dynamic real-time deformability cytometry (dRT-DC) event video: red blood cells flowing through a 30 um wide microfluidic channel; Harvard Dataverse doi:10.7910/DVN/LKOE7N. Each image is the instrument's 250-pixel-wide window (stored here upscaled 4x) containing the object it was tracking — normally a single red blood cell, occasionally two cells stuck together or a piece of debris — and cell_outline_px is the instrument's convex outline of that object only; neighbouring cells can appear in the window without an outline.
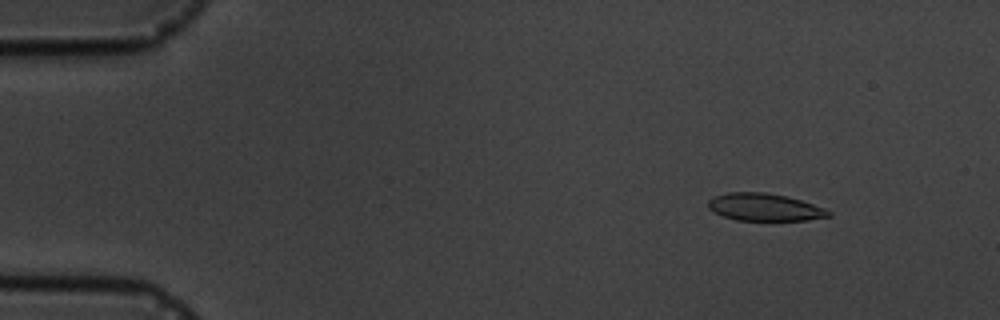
{"species": "common noctule bat (a hibernating species)", "species_latin": "Nyctalus noctula", "temperature_condition": "cold", "stored_images_in_passage": 4, "camera_frame_rate_fps": 3000, "um_per_image_px": 0.085, "animal": {"sex": "male", "body_mass_g": 19.5, "forearm_length_mm": 54.6}, "frame": {"image": 1, "passage_image": 1, "time_ms": 0.0, "image_size_px": [1000, 320], "cell_outline_px": [[832, 216], [808, 220], [736, 220], [724, 216], [708, 208], [708, 200], [716, 196], [728, 192], [764, 192], [784, 196], [800, 200], [824, 208], [832, 212]], "centroid_in_image_um": [65.0, 17.61], "position_along_channel_um": 20.0, "area_um2": 19.02}}
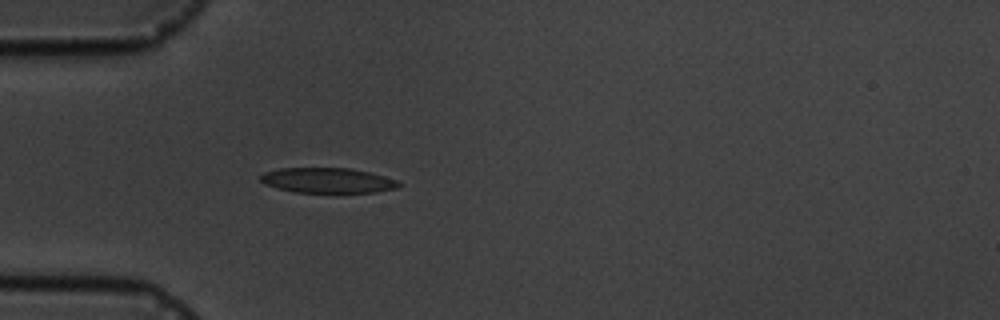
{"frame": {"image": 2, "passage_image": 4, "time_ms": 3.333, "image_size_px": [1000, 320], "cell_outline_px": [[400, 184], [396, 188], [376, 192], [292, 192], [276, 188], [264, 184], [260, 180], [260, 176], [264, 172], [280, 168], [348, 168], [368, 172], [384, 176], [396, 180]], "centroid_in_image_um": [27.79, 15.33], "position_along_channel_um": 57.2, "area_um2": 20.11}}